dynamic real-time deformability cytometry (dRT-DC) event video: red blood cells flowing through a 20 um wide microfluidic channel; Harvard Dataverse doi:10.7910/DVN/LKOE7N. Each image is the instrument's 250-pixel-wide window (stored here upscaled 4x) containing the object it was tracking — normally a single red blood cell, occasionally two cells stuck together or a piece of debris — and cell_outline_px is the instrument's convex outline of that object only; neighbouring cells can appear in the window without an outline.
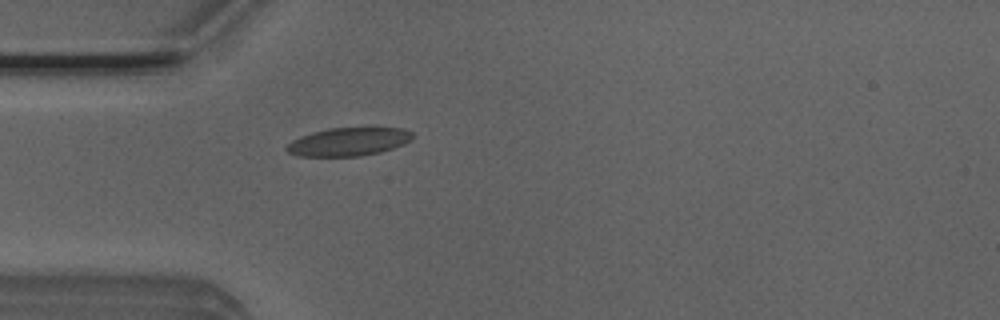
{"species": "Egyptian fruit bat (a non-hibernating species)", "species_latin": "Rousettus aegyptiacus", "temperature_condition": "room temperature", "stored_images_in_passage": 1, "camera_frame_rate_fps": 3000, "um_per_image_px": 0.085, "animal": {"sex": "male"}, "frame": {"image": 1, "passage_image": 1, "time_ms": 0.0, "image_size_px": [1000, 320], "cell_outline_px": [[412, 140], [404, 144], [380, 152], [360, 156], [300, 156], [288, 152], [284, 148], [292, 140], [300, 136], [312, 132], [328, 128], [404, 128], [412, 132]], "centroid_in_image_um": [29.62, 12.04], "position_along_channel_um": 55.4, "area_um2": 20.69}}